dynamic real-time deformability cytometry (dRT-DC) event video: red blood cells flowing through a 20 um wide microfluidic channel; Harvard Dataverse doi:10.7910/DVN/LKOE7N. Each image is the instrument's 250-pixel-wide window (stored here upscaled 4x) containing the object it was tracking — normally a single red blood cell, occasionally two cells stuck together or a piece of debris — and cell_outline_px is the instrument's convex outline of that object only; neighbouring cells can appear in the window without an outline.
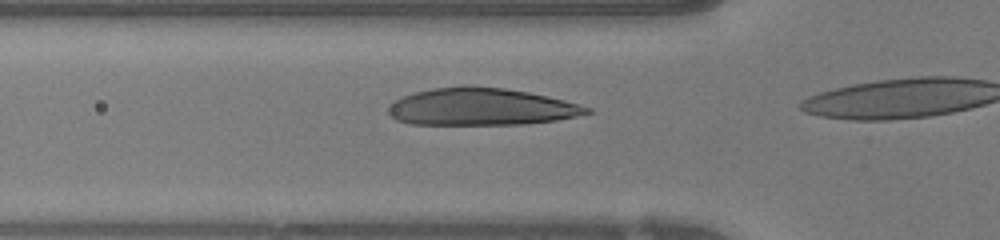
{"species": "human", "species_latin": "Homo sapiens", "temperature_condition": "warm", "stored_images_in_passage": 4, "camera_frame_rate_fps": 3000, "um_per_image_px": 0.085, "donor": {"sex": "female"}, "frame": {"image": 1, "passage_image": 3, "time_ms": 0.667, "image_size_px": [1000, 240], "cell_outline_px": [[592, 112], [576, 116], [556, 120], [524, 124], [408, 124], [396, 120], [388, 116], [388, 108], [396, 100], [404, 96], [416, 92], [432, 88], [464, 84], [504, 88], [528, 92], [564, 100], [580, 104], [592, 108]], "centroid_in_image_um": [40.88, 9.07], "position_along_channel_um": 84.9, "area_um2": 43.23}}